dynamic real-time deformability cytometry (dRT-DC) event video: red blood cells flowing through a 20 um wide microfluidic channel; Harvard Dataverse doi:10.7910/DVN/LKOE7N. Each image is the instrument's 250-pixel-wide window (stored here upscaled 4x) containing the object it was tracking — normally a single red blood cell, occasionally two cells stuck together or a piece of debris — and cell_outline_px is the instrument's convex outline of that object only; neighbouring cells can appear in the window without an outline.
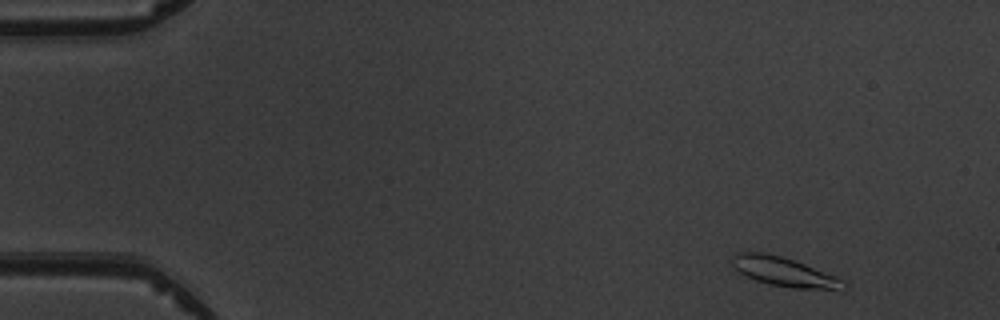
{"species": "common noctule bat (a hibernating species)", "species_latin": "Nyctalus noctula", "temperature_condition": "warm", "stored_images_in_passage": 5, "camera_frame_rate_fps": 3000, "um_per_image_px": 0.085, "animal": {"sex": "male", "body_mass_g": 19.5, "forearm_length_mm": 54.6}, "frame": {"image": 1, "passage_image": 1, "time_ms": 0.0, "image_size_px": [1000, 320], "cell_outline_px": [[844, 288], [840, 292], [792, 288], [768, 284], [756, 280], [740, 272], [732, 264], [732, 256], [736, 252], [764, 252], [780, 256], [804, 264], [836, 276], [844, 280]], "centroid_in_image_um": [66.72, 23.14], "position_along_channel_um": 18.3, "area_um2": 19.13}}